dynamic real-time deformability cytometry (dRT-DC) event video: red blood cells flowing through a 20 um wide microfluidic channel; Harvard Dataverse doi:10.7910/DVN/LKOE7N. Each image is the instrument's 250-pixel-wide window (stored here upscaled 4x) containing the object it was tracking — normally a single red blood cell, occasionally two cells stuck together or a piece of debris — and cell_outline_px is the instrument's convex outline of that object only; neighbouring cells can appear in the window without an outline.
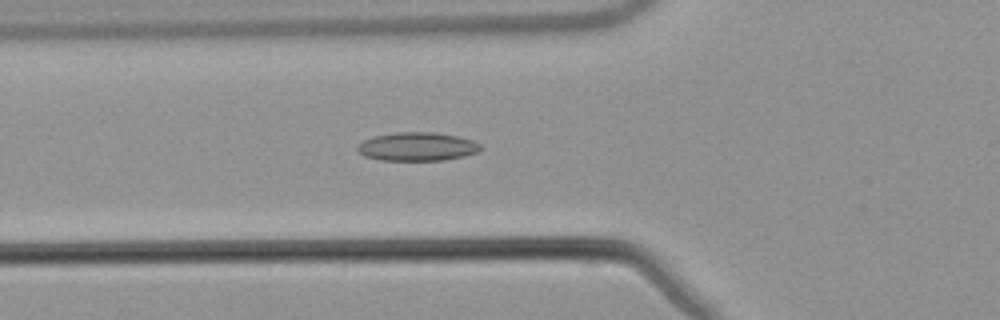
{"species": "common noctule bat (a hibernating species)", "species_latin": "Nyctalus noctula", "temperature_condition": "warm", "stored_images_in_passage": 21, "camera_frame_rate_fps": 3000, "um_per_image_px": 0.085, "animal": {"sex": "male", "body_mass_g": 21.5, "forearm_length_mm": 52.0}, "frame": {"image": 1, "passage_image": 10, "time_ms": 3.0, "image_size_px": [1000, 320], "cell_outline_px": [[480, 148], [476, 152], [464, 156], [444, 160], [380, 160], [364, 156], [356, 152], [356, 148], [364, 140], [372, 136], [396, 132], [436, 132], [456, 136], [472, 140], [480, 144]], "centroid_in_image_um": [35.41, 12.46], "position_along_channel_um": 90.4, "area_um2": 20.46}}